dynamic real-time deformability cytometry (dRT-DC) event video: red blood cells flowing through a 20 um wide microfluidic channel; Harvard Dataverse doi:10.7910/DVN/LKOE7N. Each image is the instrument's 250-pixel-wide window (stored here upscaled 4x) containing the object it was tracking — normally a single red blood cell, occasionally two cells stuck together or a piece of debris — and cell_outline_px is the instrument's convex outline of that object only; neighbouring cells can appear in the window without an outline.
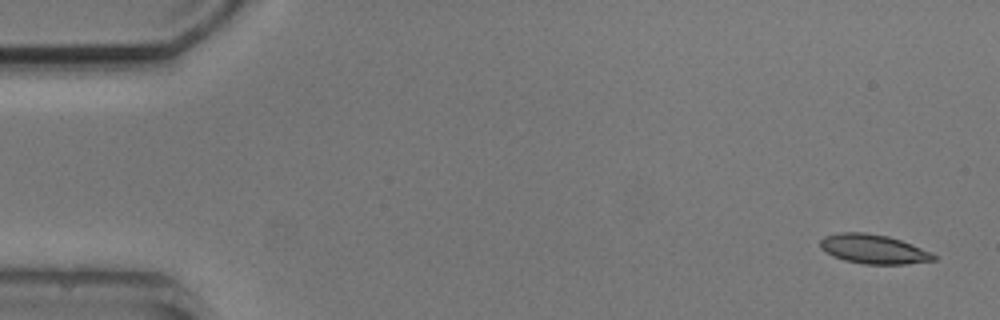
{"species": "common noctule bat (a hibernating species)", "species_latin": "Nyctalus noctula", "temperature_condition": "cold", "stored_images_in_passage": 5, "camera_frame_rate_fps": 3000, "um_per_image_px": 0.085, "animal": {"sex": "male", "body_mass_g": 20.5, "forearm_length_mm": 52.5}, "frame": {"image": 1, "passage_image": 1, "time_ms": 0.0, "image_size_px": [1000, 320], "cell_outline_px": [[936, 260], [904, 264], [864, 264], [844, 260], [832, 256], [820, 248], [820, 240], [824, 236], [840, 232], [864, 232], [888, 236], [912, 244], [932, 252], [936, 256]], "centroid_in_image_um": [74.23, 21.17], "position_along_channel_um": 10.8, "area_um2": 19.42}}
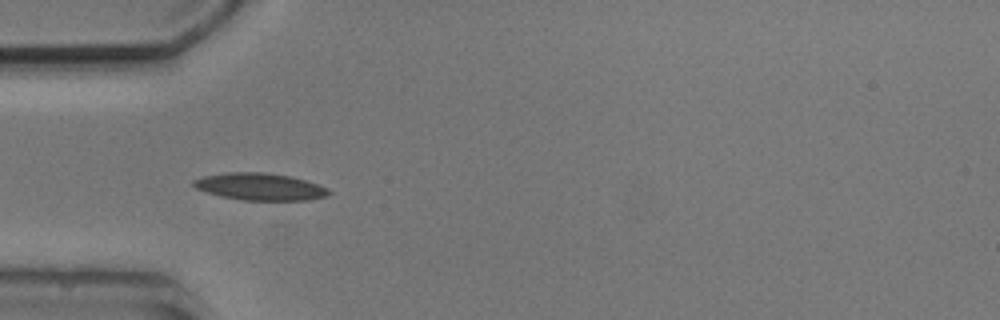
{"frame": {"image": 2, "passage_image": 5, "time_ms": 4.667, "image_size_px": [1000, 320], "cell_outline_px": [[332, 192], [324, 196], [308, 200], [244, 200], [220, 196], [196, 188], [192, 184], [192, 180], [204, 176], [228, 172], [264, 172], [288, 176], [304, 180], [328, 188]], "centroid_in_image_um": [22.07, 15.86], "position_along_channel_um": 62.9, "area_um2": 21.1}}